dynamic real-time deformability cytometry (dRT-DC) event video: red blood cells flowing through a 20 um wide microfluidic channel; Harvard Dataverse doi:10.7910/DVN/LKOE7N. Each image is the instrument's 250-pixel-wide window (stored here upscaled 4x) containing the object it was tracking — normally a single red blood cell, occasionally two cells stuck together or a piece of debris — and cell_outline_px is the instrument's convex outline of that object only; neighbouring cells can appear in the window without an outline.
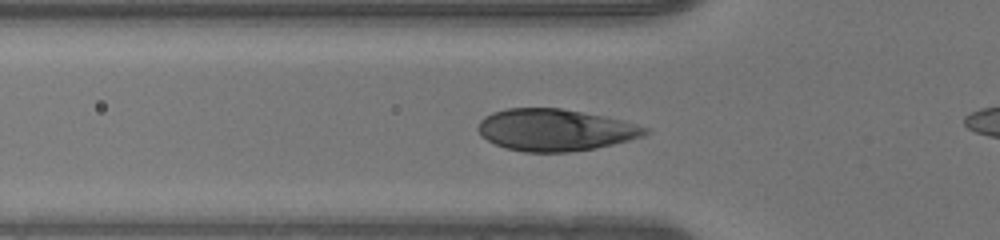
{"species": "human", "species_latin": "Homo sapiens", "temperature_condition": "warm", "stored_images_in_passage": 32, "camera_frame_rate_fps": 3000, "um_per_image_px": 0.085, "donor": {"sex": "male"}, "frame": {"image": 1, "passage_image": 8, "time_ms": 2.333, "image_size_px": [1000, 240], "cell_outline_px": [[652, 132], [644, 136], [612, 144], [592, 148], [568, 152], [524, 152], [508, 148], [496, 144], [480, 136], [476, 128], [480, 120], [484, 116], [492, 112], [508, 108], [560, 108], [604, 116], [624, 120], [652, 128]], "centroid_in_image_um": [47.21, 11.03], "position_along_channel_um": 78.6, "area_um2": 40.92}}
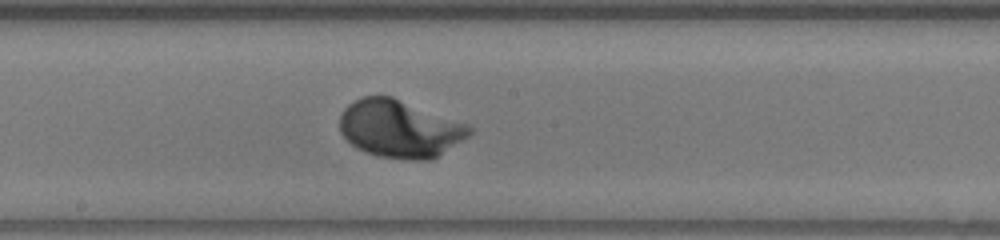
{"frame": {"image": 2, "passage_image": 18, "time_ms": 5.667, "image_size_px": [1000, 240], "cell_outline_px": [[472, 132], [468, 136], [436, 156], [428, 160], [416, 160], [380, 156], [356, 148], [340, 132], [340, 112], [348, 104], [364, 96], [392, 96], [468, 124], [472, 128]], "centroid_in_image_um": [33.95, 10.92], "position_along_channel_um": 214.2, "area_um2": 43.0}}
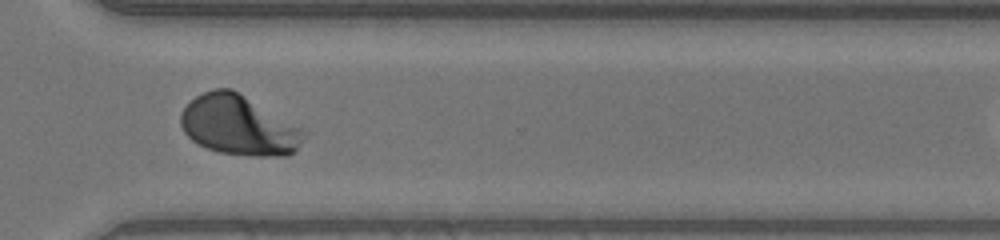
{"frame": {"image": 3, "passage_image": 28, "time_ms": 9.0, "image_size_px": [1000, 240], "cell_outline_px": [[304, 136], [296, 148], [288, 156], [256, 156], [220, 152], [208, 148], [192, 140], [184, 132], [180, 124], [180, 116], [184, 108], [196, 96], [204, 92], [216, 88], [232, 88], [300, 128], [304, 132]], "centroid_in_image_um": [20.24, 10.65], "position_along_channel_um": 350.4, "area_um2": 42.02}}